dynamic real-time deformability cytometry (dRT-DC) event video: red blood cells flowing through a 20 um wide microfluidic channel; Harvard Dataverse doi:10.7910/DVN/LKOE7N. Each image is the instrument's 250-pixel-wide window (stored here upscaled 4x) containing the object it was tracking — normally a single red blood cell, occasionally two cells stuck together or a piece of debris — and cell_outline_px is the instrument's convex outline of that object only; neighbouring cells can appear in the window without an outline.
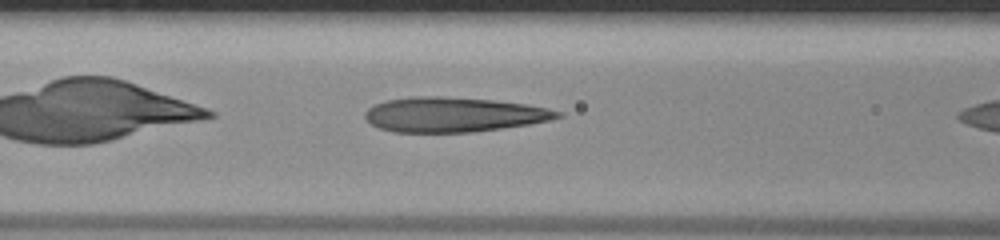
{"species": "human", "species_latin": "Homo sapiens", "temperature_condition": "room temperature", "stored_images_in_passage": 7, "camera_frame_rate_fps": 3000, "um_per_image_px": 0.085, "donor": {"sex": "male"}, "frame": {"image": 1, "passage_image": 6, "time_ms": 1.667, "image_size_px": [1000, 240], "cell_outline_px": [[564, 116], [548, 120], [528, 124], [472, 132], [392, 132], [380, 128], [372, 124], [364, 116], [364, 112], [368, 108], [384, 100], [412, 96], [440, 96], [496, 100], [528, 104], [548, 108], [564, 112]], "centroid_in_image_um": [38.56, 9.73], "position_along_channel_um": 128.0, "area_um2": 39.13}}